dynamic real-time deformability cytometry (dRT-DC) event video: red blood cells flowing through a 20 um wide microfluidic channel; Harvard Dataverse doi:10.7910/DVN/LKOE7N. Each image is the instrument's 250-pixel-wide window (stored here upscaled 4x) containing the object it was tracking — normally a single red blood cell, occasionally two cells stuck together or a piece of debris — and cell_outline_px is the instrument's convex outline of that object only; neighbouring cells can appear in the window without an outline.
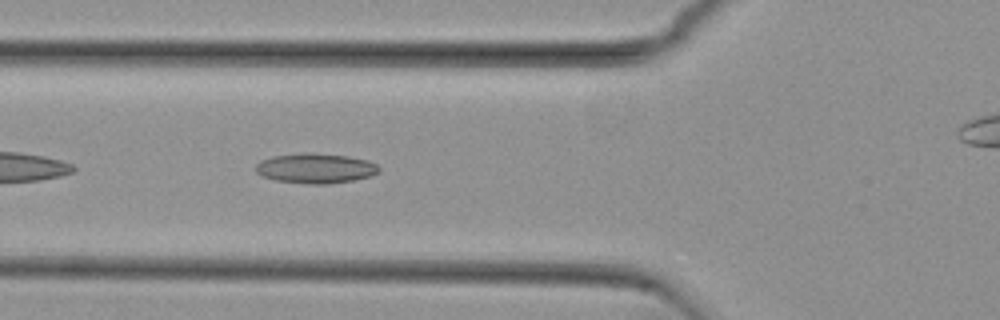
{"species": "common noctule bat (a hibernating species)", "species_latin": "Nyctalus noctula", "temperature_condition": "cold", "stored_images_in_passage": 25, "camera_frame_rate_fps": 3000, "um_per_image_px": 0.085, "animal": {"sex": "female", "body_mass_g": 29.2, "forearm_length_mm": 56.3}, "frame": {"image": 1, "passage_image": 5, "time_ms": 1.333, "image_size_px": [1000, 320], "cell_outline_px": [[380, 172], [372, 176], [352, 180], [328, 184], [308, 184], [276, 180], [260, 176], [256, 172], [256, 164], [260, 160], [272, 156], [304, 152], [308, 152], [348, 156], [368, 160], [376, 164], [380, 168]], "centroid_in_image_um": [26.82, 14.3], "position_along_channel_um": 99.0, "area_um2": 21.73}}
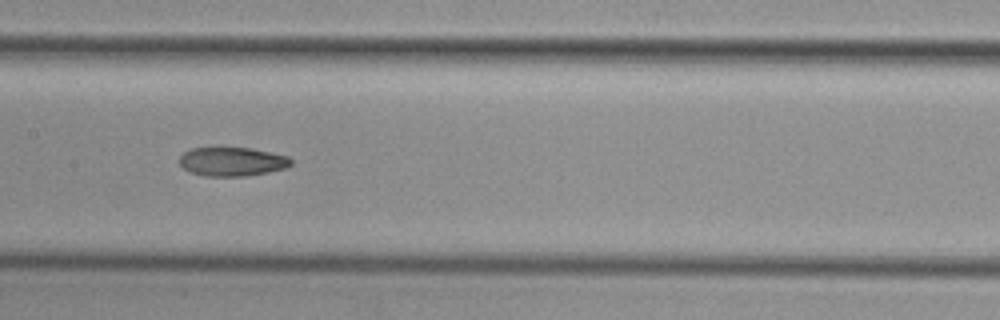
{"frame": {"image": 2, "passage_image": 12, "time_ms": 3.667, "image_size_px": [1000, 320], "cell_outline_px": [[292, 164], [288, 168], [268, 172], [244, 176], [204, 176], [188, 172], [180, 164], [180, 156], [184, 152], [192, 148], [252, 148], [288, 156], [292, 160]], "centroid_in_image_um": [19.75, 13.74], "position_along_channel_um": 187.7, "area_um2": 18.84}}
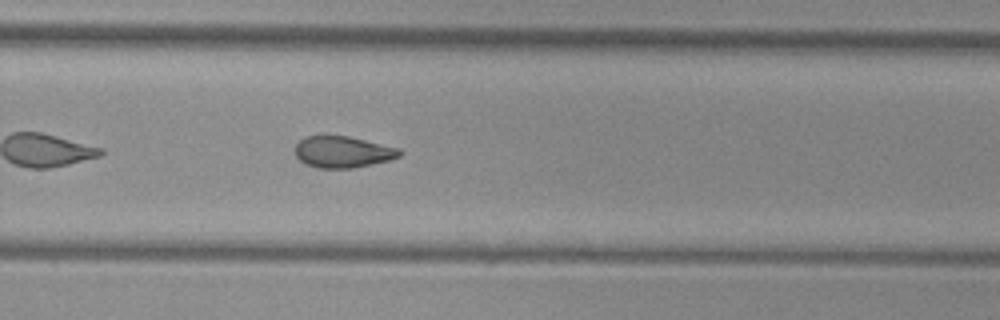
{"frame": {"image": 3, "passage_image": 21, "time_ms": 6.667, "image_size_px": [1000, 320], "cell_outline_px": [[400, 156], [392, 160], [352, 168], [316, 168], [304, 164], [296, 156], [296, 144], [304, 136], [320, 132], [324, 132], [348, 136], [400, 148]], "centroid_in_image_um": [29.08, 12.87], "position_along_channel_um": 300.7, "area_um2": 19.88}}